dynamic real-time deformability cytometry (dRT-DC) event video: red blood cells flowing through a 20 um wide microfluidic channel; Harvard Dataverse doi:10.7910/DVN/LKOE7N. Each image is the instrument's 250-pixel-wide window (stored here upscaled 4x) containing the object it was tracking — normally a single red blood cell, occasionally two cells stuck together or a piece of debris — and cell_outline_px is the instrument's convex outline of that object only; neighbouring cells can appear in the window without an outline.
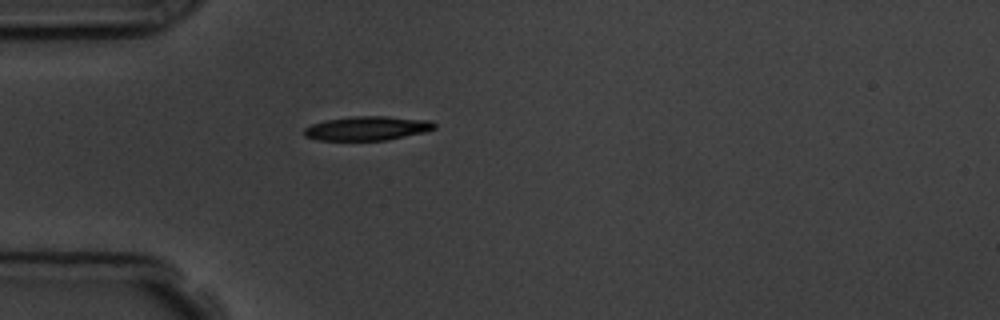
{"species": "common noctule bat (a hibernating species)", "species_latin": "Nyctalus noctula", "temperature_condition": "room temperature", "stored_images_in_passage": 1, "camera_frame_rate_fps": 3000, "um_per_image_px": 0.085, "animal": {"sex": "male", "body_mass_g": 19.5, "forearm_length_mm": 54.6}, "frame": {"image": 1, "passage_image": 1, "time_ms": 0.0, "image_size_px": [1000, 320], "cell_outline_px": [[436, 128], [424, 132], [388, 140], [316, 140], [304, 136], [304, 128], [312, 124], [324, 120], [352, 116], [384, 116], [432, 120], [436, 124]], "centroid_in_image_um": [31.22, 10.9], "position_along_channel_um": 53.8, "area_um2": 18.44}}